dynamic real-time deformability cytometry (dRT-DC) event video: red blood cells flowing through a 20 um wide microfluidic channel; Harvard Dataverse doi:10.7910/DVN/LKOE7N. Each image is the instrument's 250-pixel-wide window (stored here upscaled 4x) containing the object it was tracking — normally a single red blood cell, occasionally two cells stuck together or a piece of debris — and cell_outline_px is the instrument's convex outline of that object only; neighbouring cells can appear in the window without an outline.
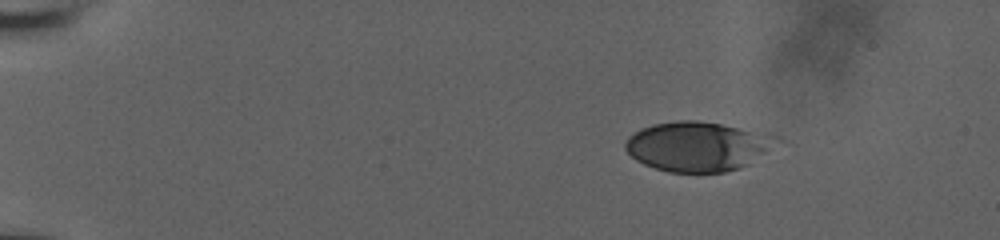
{"species": "human", "species_latin": "Homo sapiens", "temperature_condition": "room temperature", "stored_images_in_passage": 48, "camera_frame_rate_fps": 3000, "um_per_image_px": 0.085, "donor": {"sex": "male"}, "frame": {"image": 1, "passage_image": 1, "time_ms": 0.0, "image_size_px": [1000, 240], "cell_outline_px": [[764, 152], [748, 164], [740, 168], [724, 172], [668, 172], [644, 164], [636, 160], [624, 148], [624, 144], [628, 136], [640, 128], [652, 124], [680, 120], [696, 120], [720, 124], [736, 128], [748, 132], [764, 148]], "centroid_in_image_um": [58.9, 12.48], "position_along_channel_um": 26.1, "area_um2": 40.81}}
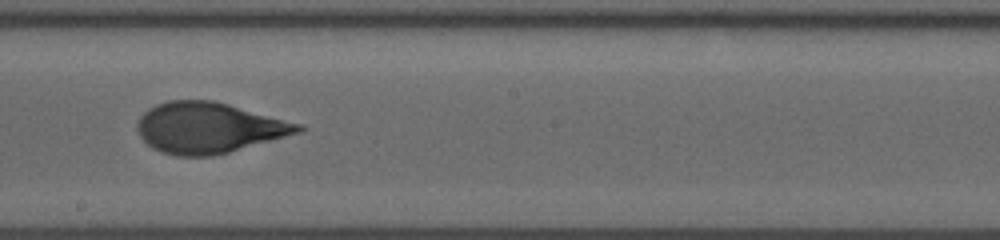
{"frame": {"image": 2, "passage_image": 26, "time_ms": 8.333, "image_size_px": [1000, 240], "cell_outline_px": [[308, 128], [300, 132], [228, 152], [212, 156], [176, 156], [160, 152], [152, 148], [140, 136], [136, 128], [136, 124], [140, 116], [148, 108], [156, 104], [168, 100], [212, 100], [228, 104], [300, 124]], "centroid_in_image_um": [17.69, 10.86], "position_along_channel_um": 230.5, "area_um2": 47.28}}
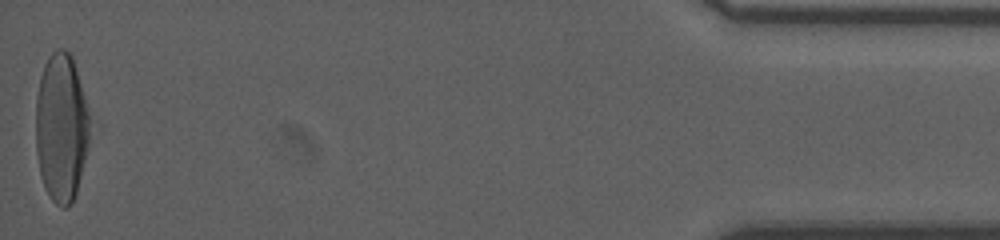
{"frame": {"image": 3, "passage_image": 48, "time_ms": 15.667, "image_size_px": [1000, 240], "cell_outline_px": [[88, 148], [76, 192], [72, 204], [68, 208], [64, 208], [56, 204], [52, 200], [44, 188], [40, 176], [36, 152], [36, 96], [40, 76], [44, 64], [48, 56], [56, 48], [64, 48], [72, 56], [88, 112]], "centroid_in_image_um": [5.18, 10.86], "position_along_channel_um": 430.0, "area_um2": 46.64}, "authors_computed_cell_mechanics": {"area_um2": 46.1822, "velocity_mm_per_s": 3.8507, "shape_relaxation_time_tau1_ms": 4.0277, "shape_relaxation_time_tau2_ms": 0.7479, "deformation_change_tau1": 0.2028, "deformation_change_tau2": 0.066}}